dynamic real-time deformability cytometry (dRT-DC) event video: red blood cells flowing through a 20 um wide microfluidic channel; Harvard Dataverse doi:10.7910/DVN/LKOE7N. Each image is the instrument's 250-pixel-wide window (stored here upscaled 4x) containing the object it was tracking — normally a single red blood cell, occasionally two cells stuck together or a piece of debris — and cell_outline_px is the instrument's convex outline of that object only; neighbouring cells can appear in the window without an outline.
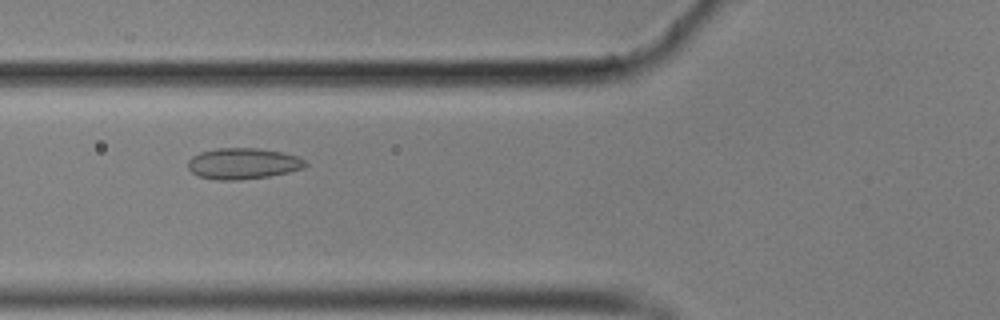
{"species": "common noctule bat (a hibernating species)", "species_latin": "Nyctalus noctula", "temperature_condition": "cold", "stored_images_in_passage": 58, "camera_frame_rate_fps": 3000, "um_per_image_px": 0.085, "animal": {"sex": "male", "body_mass_g": 17.9}, "frame": {"image": 1, "passage_image": 22, "time_ms": 7.0, "image_size_px": [1000, 320], "cell_outline_px": [[308, 164], [304, 168], [288, 172], [268, 176], [240, 180], [216, 180], [196, 176], [188, 168], [188, 160], [192, 156], [200, 152], [216, 148], [256, 148], [280, 152], [296, 156], [304, 160]], "centroid_in_image_um": [20.61, 13.91], "position_along_channel_um": 105.2, "area_um2": 21.27}}
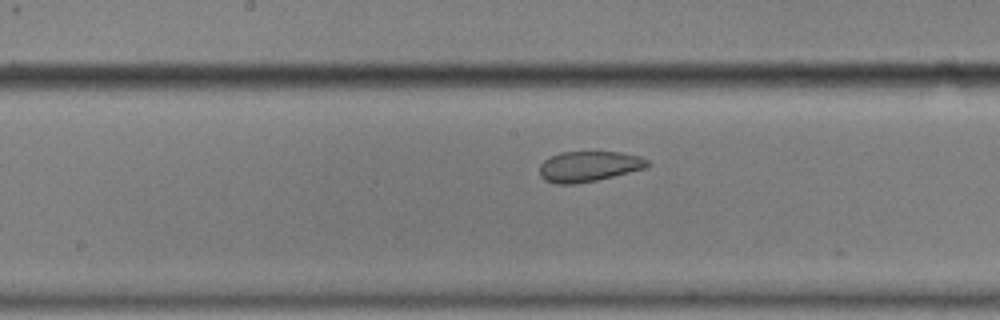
{"frame": {"image": 2, "passage_image": 30, "time_ms": 9.667, "image_size_px": [1000, 320], "cell_outline_px": [[652, 164], [648, 168], [596, 180], [576, 184], [556, 184], [544, 180], [540, 176], [540, 164], [544, 160], [560, 152], [620, 152], [640, 156], [648, 160]], "centroid_in_image_um": [50.08, 14.15], "position_along_channel_um": 198.1, "area_um2": 19.31}}
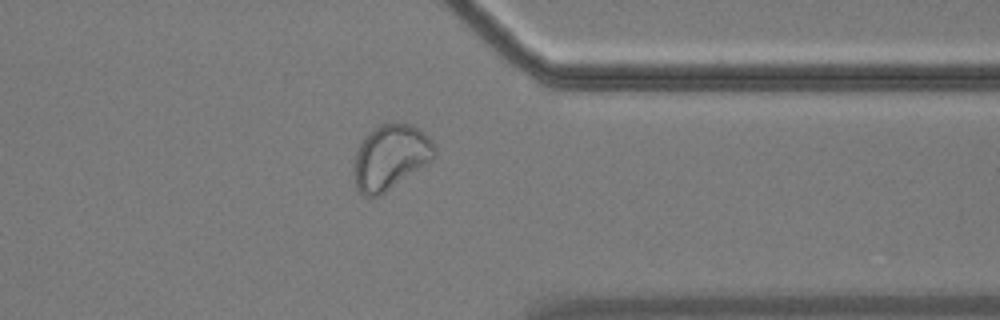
{"frame": {"image": 3, "passage_image": 46, "time_ms": 15.0, "image_size_px": [1000, 320], "cell_outline_px": [[436, 156], [432, 160], [380, 196], [364, 196], [356, 188], [356, 152], [360, 144], [380, 124], [392, 120], [408, 124], [416, 128], [428, 136], [432, 140], [436, 148]], "centroid_in_image_um": [33.24, 13.34], "position_along_channel_um": 378.2, "area_um2": 30.0}}